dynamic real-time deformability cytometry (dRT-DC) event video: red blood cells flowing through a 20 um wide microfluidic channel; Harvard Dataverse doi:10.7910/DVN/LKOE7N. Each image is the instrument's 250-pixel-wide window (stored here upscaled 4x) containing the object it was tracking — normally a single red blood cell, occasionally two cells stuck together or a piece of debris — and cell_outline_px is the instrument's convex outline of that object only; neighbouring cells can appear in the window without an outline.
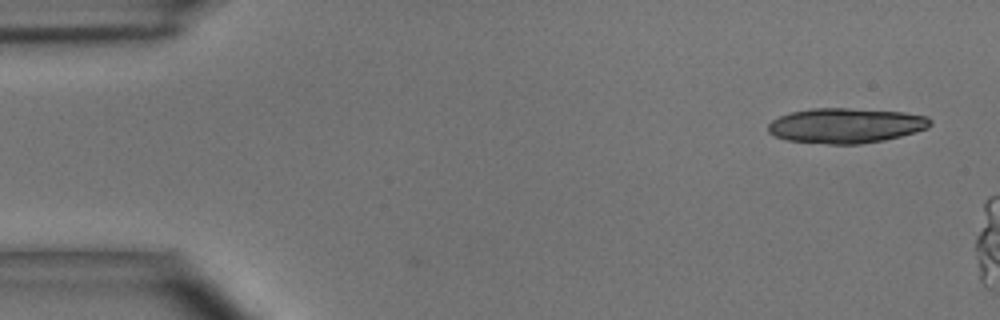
{"species": "common noctule bat (a hibernating species)", "species_latin": "Nyctalus noctula", "temperature_condition": "room temperature", "stored_images_in_passage": 3, "camera_frame_rate_fps": 3000, "um_per_image_px": 0.085, "animal": {"sex": "male", "body_mass_g": 15.6}, "frame": {"image": 1, "passage_image": 1, "time_ms": 0.0, "image_size_px": [1000, 320], "cell_outline_px": [[932, 124], [928, 128], [900, 136], [884, 140], [860, 144], [828, 144], [784, 140], [768, 132], [768, 124], [772, 120], [788, 112], [812, 108], [844, 108], [904, 112], [928, 116], [932, 120]], "centroid_in_image_um": [71.88, 10.67], "position_along_channel_um": 13.1, "area_um2": 33.23}}